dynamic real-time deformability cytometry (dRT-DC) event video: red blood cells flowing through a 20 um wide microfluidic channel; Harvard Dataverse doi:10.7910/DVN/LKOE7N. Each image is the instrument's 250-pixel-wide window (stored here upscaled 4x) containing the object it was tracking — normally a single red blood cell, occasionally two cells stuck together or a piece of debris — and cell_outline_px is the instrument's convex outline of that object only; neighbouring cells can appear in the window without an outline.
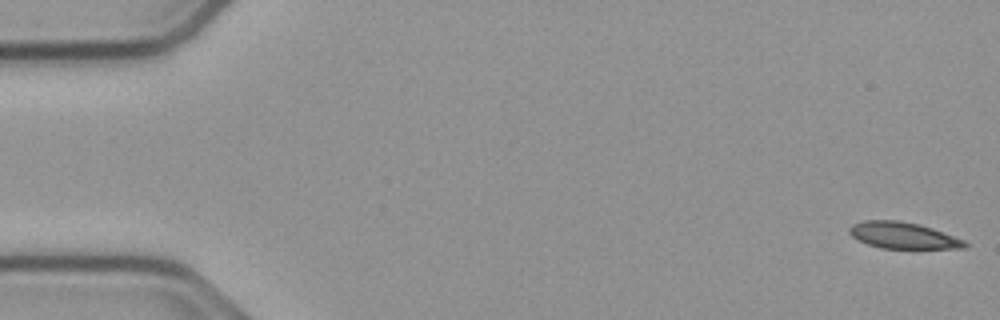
{"species": "common noctule bat (a hibernating species)", "species_latin": "Nyctalus noctula", "temperature_condition": "cold", "stored_images_in_passage": 54, "camera_frame_rate_fps": 3000, "um_per_image_px": 0.085, "animal": {"sex": "male", "body_mass_g": 23.1, "forearm_length_mm": 52.7}, "frame": {"image": 1, "passage_image": 1, "time_ms": 0.0, "image_size_px": [1000, 320], "cell_outline_px": [[968, 248], [880, 248], [868, 244], [852, 236], [848, 232], [848, 228], [852, 224], [864, 220], [900, 220], [920, 224], [932, 228], [964, 240], [968, 244]], "centroid_in_image_um": [76.75, 20.0], "position_along_channel_um": 8.3, "area_um2": 17.74}}
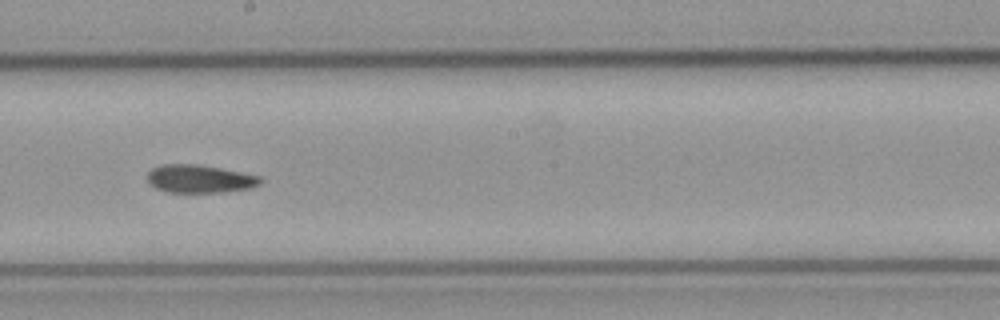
{"frame": {"image": 2, "passage_image": 30, "time_ms": 9.667, "image_size_px": [1000, 320], "cell_outline_px": [[264, 180], [260, 184], [252, 188], [220, 192], [168, 192], [156, 188], [148, 184], [148, 172], [152, 168], [164, 164], [196, 164], [220, 168], [260, 176]], "centroid_in_image_um": [16.98, 15.2], "position_along_channel_um": 231.2, "area_um2": 18.44}}
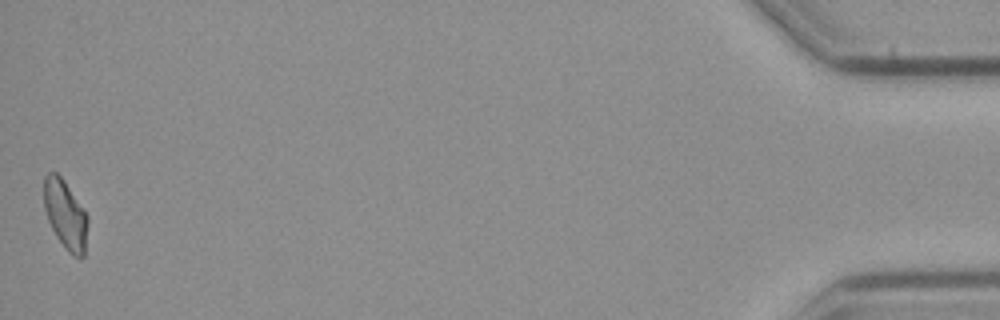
{"frame": {"image": 3, "passage_image": 54, "time_ms": 17.667, "image_size_px": [1000, 320], "cell_outline_px": [[88, 224], [84, 256], [80, 260], [72, 256], [68, 252], [56, 236], [48, 220], [44, 208], [44, 176], [48, 172], [56, 172], [64, 180], [88, 216]], "centroid_in_image_um": [5.56, 18.27], "position_along_channel_um": 429.6, "area_um2": 17.69}, "authors_computed_cell_mechanics": {"area_um2": 18.6116, "velocity_mm_per_s": 3.7704, "shape_relaxation_time_tau1_ms": null, "shape_relaxation_time_tau2_ms": 4.9518, "deformation_change_tau1": null, "deformation_change_tau2": 0.109}}